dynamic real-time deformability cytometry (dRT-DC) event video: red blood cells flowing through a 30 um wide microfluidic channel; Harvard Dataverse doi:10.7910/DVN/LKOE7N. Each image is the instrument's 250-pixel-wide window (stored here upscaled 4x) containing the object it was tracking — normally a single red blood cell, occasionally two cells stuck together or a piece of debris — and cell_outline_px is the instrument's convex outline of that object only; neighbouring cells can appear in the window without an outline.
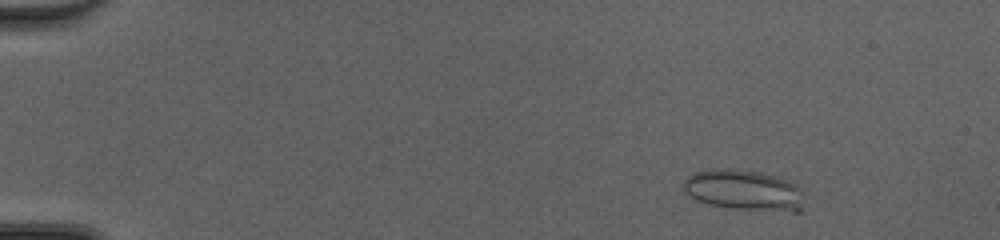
{"species": "common noctule bat (a hibernating species)", "species_latin": "Nyctalus noctula", "temperature_condition": "cold", "stored_images_in_passage": 10, "camera_frame_rate_fps": 3000, "um_per_image_px": 0.085, "animal": {"sex": "female", "body_mass_g": 20.0, "forearm_length_mm": 54.0}, "frame": {"image": 1, "passage_image": 6, "time_ms": 1.667, "image_size_px": [1000, 240], "cell_outline_px": [[804, 212], [792, 212], [732, 208], [712, 204], [696, 200], [684, 192], [684, 180], [692, 172], [712, 168], [728, 168], [760, 172], [776, 176], [788, 180], [796, 184], [800, 188]], "centroid_in_image_um": [63.24, 16.16], "position_along_channel_um": 21.8, "area_um2": 28.84}}